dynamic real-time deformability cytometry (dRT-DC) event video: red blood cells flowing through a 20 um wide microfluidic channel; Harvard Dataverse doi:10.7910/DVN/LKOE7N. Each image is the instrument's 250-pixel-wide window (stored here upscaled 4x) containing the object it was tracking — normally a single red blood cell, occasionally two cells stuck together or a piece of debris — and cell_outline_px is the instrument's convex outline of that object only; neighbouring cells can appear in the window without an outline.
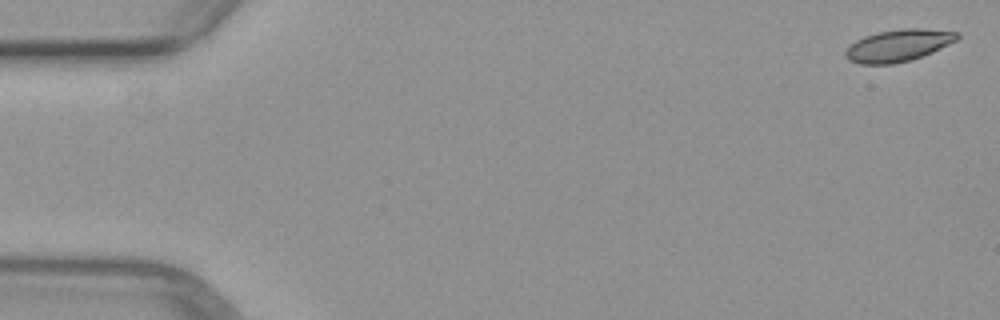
{"species": "common noctule bat (a hibernating species)", "species_latin": "Nyctalus noctula", "temperature_condition": "warm", "stored_images_in_passage": 3, "camera_frame_rate_fps": 3000, "um_per_image_px": 0.085, "animal": {"sex": "female", "body_mass_g": 29.2, "forearm_length_mm": 56.3}, "frame": {"image": 1, "passage_image": 1, "time_ms": 0.0, "image_size_px": [1000, 320], "cell_outline_px": [[960, 36], [956, 40], [932, 52], [912, 60], [892, 64], [860, 64], [848, 60], [844, 56], [844, 52], [856, 40], [864, 36], [876, 32], [900, 28], [920, 28], [960, 32]], "centroid_in_image_um": [76.34, 3.86], "position_along_channel_um": 8.7, "area_um2": 20.92}}